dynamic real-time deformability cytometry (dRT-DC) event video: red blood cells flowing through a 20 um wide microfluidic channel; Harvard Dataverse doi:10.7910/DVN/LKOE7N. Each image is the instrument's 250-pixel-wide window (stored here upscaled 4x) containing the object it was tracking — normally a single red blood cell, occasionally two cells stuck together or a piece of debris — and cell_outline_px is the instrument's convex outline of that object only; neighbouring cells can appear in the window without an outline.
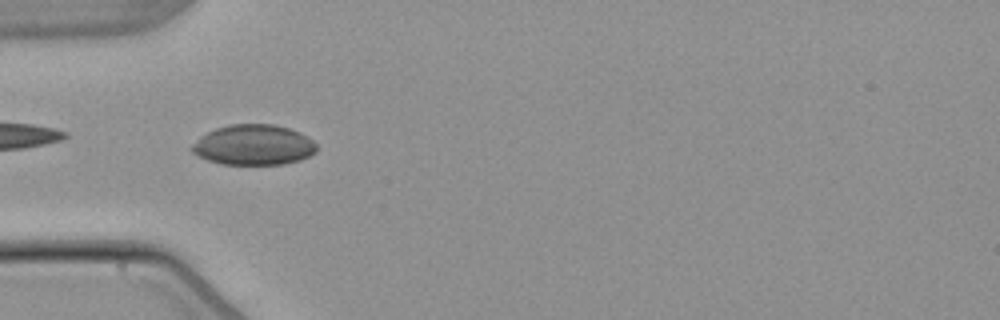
{"species": "common noctule bat (a hibernating species)", "species_latin": "Nyctalus noctula", "temperature_condition": "warm", "stored_images_in_passage": 38, "camera_frame_rate_fps": 3000, "um_per_image_px": 0.085, "animal": {"sex": "male", "body_mass_g": 21.5, "forearm_length_mm": 52.0}, "frame": {"image": 1, "passage_image": 17, "time_ms": 5.333, "image_size_px": [1000, 320], "cell_outline_px": [[316, 152], [300, 160], [284, 164], [220, 164], [196, 156], [188, 148], [200, 136], [216, 128], [228, 124], [272, 124], [288, 128], [300, 132], [312, 140], [316, 144]], "centroid_in_image_um": [21.51, 12.32], "position_along_channel_um": 63.5, "area_um2": 29.48}}
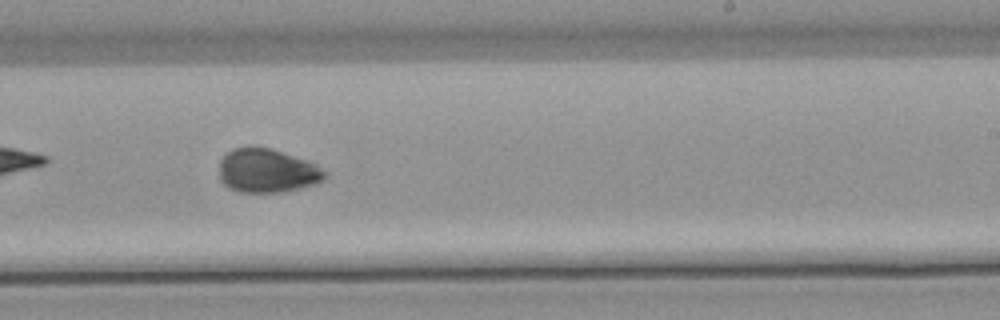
{"frame": {"image": 2, "passage_image": 33, "time_ms": 10.667, "image_size_px": [1000, 320], "cell_outline_px": [[324, 176], [320, 180], [312, 184], [300, 188], [280, 192], [240, 192], [228, 188], [220, 180], [220, 160], [232, 148], [248, 144], [256, 144], [308, 160], [316, 164], [324, 172]], "centroid_in_image_um": [22.63, 14.47], "position_along_channel_um": 266.4, "area_um2": 27.11}}